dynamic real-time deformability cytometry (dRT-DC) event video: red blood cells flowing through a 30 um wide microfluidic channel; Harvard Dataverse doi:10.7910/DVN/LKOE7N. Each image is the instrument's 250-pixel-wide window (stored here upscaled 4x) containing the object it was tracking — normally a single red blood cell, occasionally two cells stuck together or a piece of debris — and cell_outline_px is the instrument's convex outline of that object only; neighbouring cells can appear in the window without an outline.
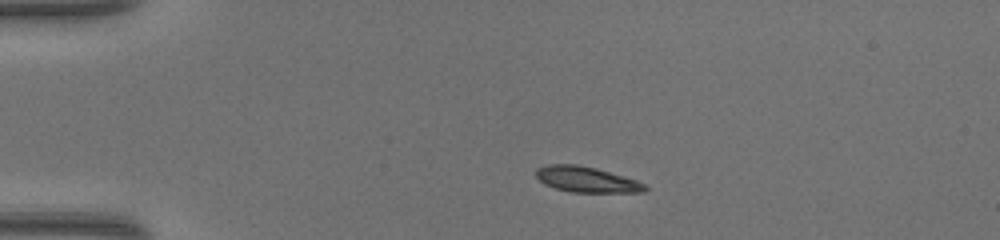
{"species": "common noctule bat (a hibernating species)", "species_latin": "Nyctalus noctula", "temperature_condition": "warm", "stored_images_in_passage": 39, "camera_frame_rate_fps": 3000, "um_per_image_px": 0.085, "animal": {"sex": "female", "body_mass_g": 17.0, "forearm_length_mm": 48.0}, "frame": {"image": 1, "passage_image": 1, "time_ms": 0.0, "image_size_px": [1000, 240], "cell_outline_px": [[648, 188], [644, 192], [572, 192], [556, 188], [544, 184], [536, 176], [536, 168], [548, 164], [576, 164], [596, 168], [624, 176], [636, 180], [644, 184]], "centroid_in_image_um": [49.84, 15.25], "position_along_channel_um": 35.2, "area_um2": 16.18}}
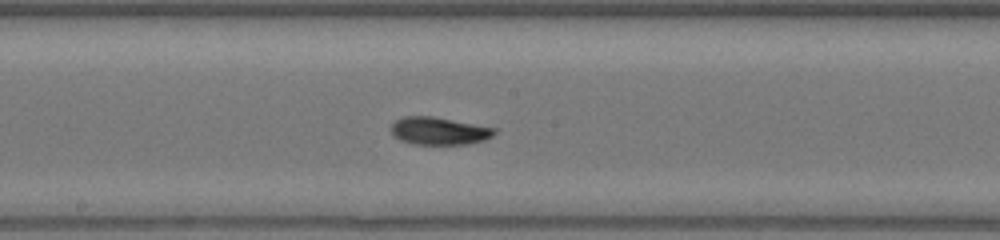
{"frame": {"image": 2, "passage_image": 17, "time_ms": 5.333, "image_size_px": [1000, 240], "cell_outline_px": [[496, 132], [492, 136], [484, 140], [468, 144], [412, 144], [400, 140], [392, 136], [392, 124], [396, 120], [404, 116], [432, 116], [496, 128]], "centroid_in_image_um": [37.3, 11.13], "position_along_channel_um": 210.9, "area_um2": 16.59}}
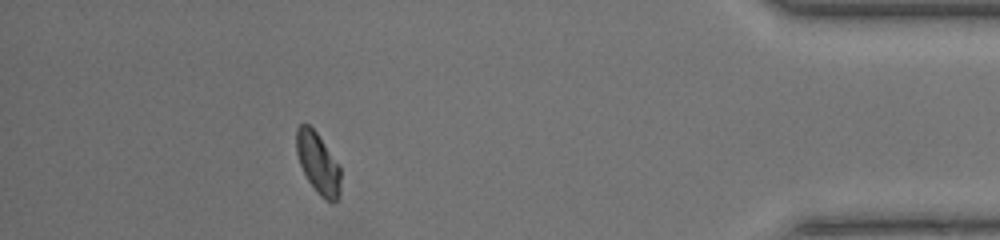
{"frame": {"image": 3, "passage_image": 34, "time_ms": 11.0, "image_size_px": [1000, 240], "cell_outline_px": [[340, 196], [332, 204], [320, 196], [316, 192], [308, 180], [300, 164], [296, 152], [296, 128], [300, 124], [308, 124], [316, 132], [340, 164]], "centroid_in_image_um": [27.05, 13.89], "position_along_channel_um": 408.2, "area_um2": 15.9}, "authors_computed_cell_mechanics": {"area_um2": 16.2996, "velocity_mm_per_s": 4.329, "shape_relaxation_time_tau1_ms": 3.6045, "shape_relaxation_time_tau2_ms": 1.3817, "deformation_change_tau1": 0.1464, "deformation_change_tau2": 0.0453}}